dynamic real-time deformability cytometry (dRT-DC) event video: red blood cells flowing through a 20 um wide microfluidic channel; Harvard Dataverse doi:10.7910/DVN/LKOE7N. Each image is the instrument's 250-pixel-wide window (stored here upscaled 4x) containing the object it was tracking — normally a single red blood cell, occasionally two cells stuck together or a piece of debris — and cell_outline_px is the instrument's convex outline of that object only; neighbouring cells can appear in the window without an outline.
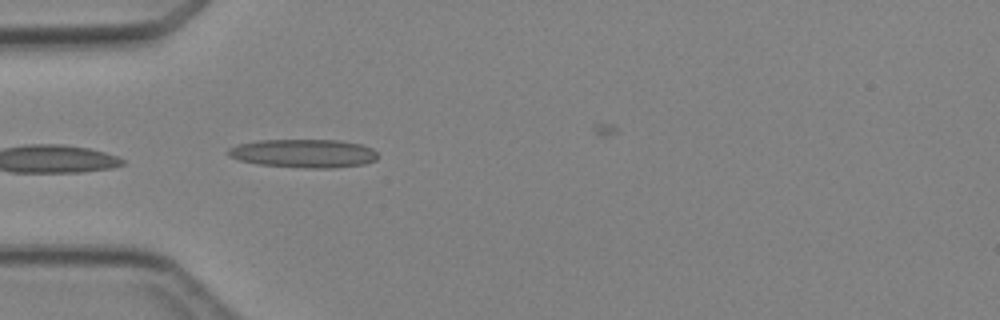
{"species": "Egyptian fruit bat (a non-hibernating species)", "species_latin": "Rousettus aegyptiacus", "temperature_condition": "cold", "stored_images_in_passage": 4, "camera_frame_rate_fps": 3000, "um_per_image_px": 0.085, "animal": {"sex": "female"}, "frame": {"image": 1, "passage_image": 4, "time_ms": 3.667, "image_size_px": [1000, 320], "cell_outline_px": [[376, 160], [364, 164], [332, 168], [304, 168], [260, 164], [240, 160], [228, 156], [224, 152], [228, 148], [236, 144], [260, 140], [340, 140], [360, 144], [372, 148], [376, 152]], "centroid_in_image_um": [25.77, 13.03], "position_along_channel_um": 59.2, "area_um2": 24.91}}